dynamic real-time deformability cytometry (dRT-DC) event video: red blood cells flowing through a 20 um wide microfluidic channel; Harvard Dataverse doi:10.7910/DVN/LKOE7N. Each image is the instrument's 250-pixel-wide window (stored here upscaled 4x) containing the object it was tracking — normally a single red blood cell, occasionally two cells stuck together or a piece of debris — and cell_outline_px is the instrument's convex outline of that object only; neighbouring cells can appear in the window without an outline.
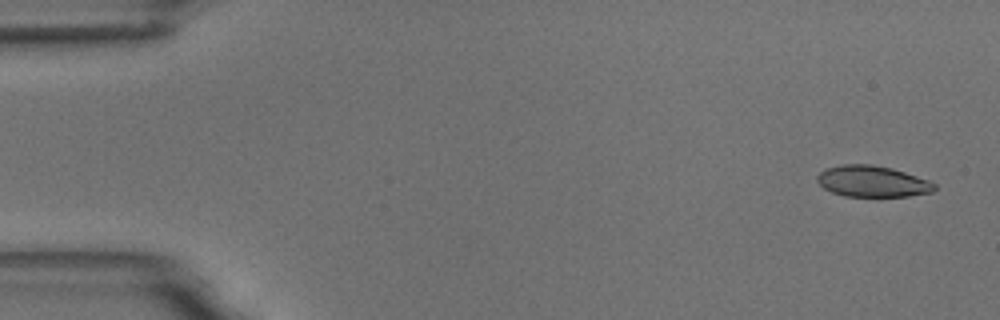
{"species": "common noctule bat (a hibernating species)", "species_latin": "Nyctalus noctula", "temperature_condition": "room temperature", "stored_images_in_passage": 10, "camera_frame_rate_fps": 3000, "um_per_image_px": 0.085, "animal": {"sex": "male", "body_mass_g": 18.8}, "frame": {"image": 1, "passage_image": 1, "time_ms": 0.0, "image_size_px": [1000, 320], "cell_outline_px": [[936, 188], [932, 192], [908, 196], [844, 196], [832, 192], [824, 188], [816, 180], [816, 176], [824, 168], [840, 164], [872, 164], [892, 168], [928, 180], [936, 184]], "centroid_in_image_um": [74.12, 15.4], "position_along_channel_um": 10.9, "area_um2": 21.39}}
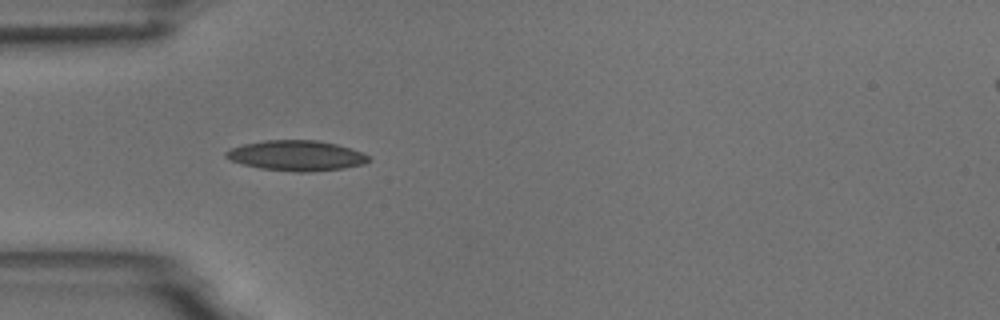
{"frame": {"image": 2, "passage_image": 5, "time_ms": 4.667, "image_size_px": [1000, 320], "cell_outline_px": [[372, 160], [364, 164], [344, 168], [308, 172], [296, 172], [260, 168], [244, 164], [232, 160], [224, 156], [224, 152], [232, 148], [244, 144], [264, 140], [316, 140], [336, 144], [352, 148], [368, 156]], "centroid_in_image_um": [25.22, 13.22], "position_along_channel_um": 59.8, "area_um2": 25.09}}